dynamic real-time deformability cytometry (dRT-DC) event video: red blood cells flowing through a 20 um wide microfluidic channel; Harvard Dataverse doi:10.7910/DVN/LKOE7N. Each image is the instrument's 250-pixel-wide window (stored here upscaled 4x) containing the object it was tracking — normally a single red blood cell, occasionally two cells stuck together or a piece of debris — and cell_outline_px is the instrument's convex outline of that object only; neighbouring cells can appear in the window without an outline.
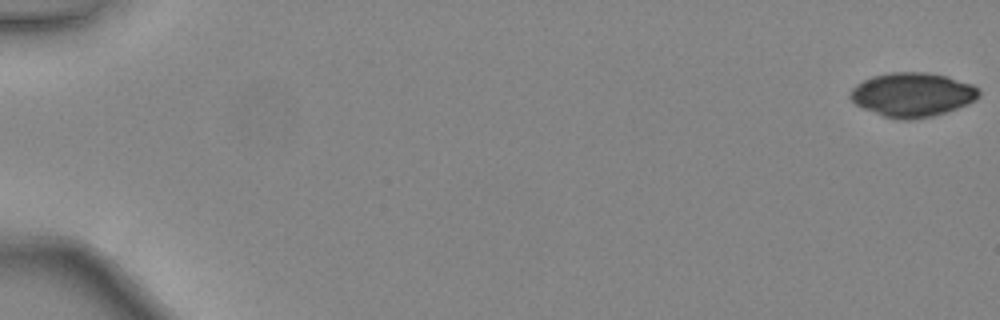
{"species": "common noctule bat (a hibernating species)", "species_latin": "Nyctalus noctula", "temperature_condition": "warm", "stored_images_in_passage": 10, "camera_frame_rate_fps": 3000, "um_per_image_px": 0.085, "animal": {"sex": "female", "body_mass_g": 24.6, "forearm_length_mm": 56.2}, "frame": {"image": 1, "passage_image": 1, "time_ms": 0.0, "image_size_px": [1000, 320], "cell_outline_px": [[980, 96], [976, 100], [968, 104], [932, 116], [912, 120], [900, 120], [884, 116], [864, 108], [856, 104], [848, 96], [852, 88], [856, 84], [872, 76], [892, 72], [924, 72], [948, 76], [972, 84], [980, 88]], "centroid_in_image_um": [77.58, 8.04], "position_along_channel_um": 7.4, "area_um2": 33.12}}